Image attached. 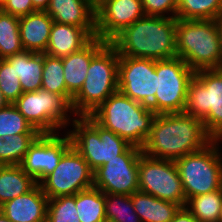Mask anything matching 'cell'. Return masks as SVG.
<instances>
[{
  "label": "cell",
  "mask_w": 222,
  "mask_h": 222,
  "mask_svg": "<svg viewBox=\"0 0 222 222\" xmlns=\"http://www.w3.org/2000/svg\"><path fill=\"white\" fill-rule=\"evenodd\" d=\"M157 90L155 60L119 56L118 91L134 101L149 106Z\"/></svg>",
  "instance_id": "14"
},
{
  "label": "cell",
  "mask_w": 222,
  "mask_h": 222,
  "mask_svg": "<svg viewBox=\"0 0 222 222\" xmlns=\"http://www.w3.org/2000/svg\"><path fill=\"white\" fill-rule=\"evenodd\" d=\"M19 17L0 10V59L23 52Z\"/></svg>",
  "instance_id": "29"
},
{
  "label": "cell",
  "mask_w": 222,
  "mask_h": 222,
  "mask_svg": "<svg viewBox=\"0 0 222 222\" xmlns=\"http://www.w3.org/2000/svg\"><path fill=\"white\" fill-rule=\"evenodd\" d=\"M50 0H32V4L35 10L45 11L48 8Z\"/></svg>",
  "instance_id": "38"
},
{
  "label": "cell",
  "mask_w": 222,
  "mask_h": 222,
  "mask_svg": "<svg viewBox=\"0 0 222 222\" xmlns=\"http://www.w3.org/2000/svg\"><path fill=\"white\" fill-rule=\"evenodd\" d=\"M41 89L63 97L71 105L73 96L66 89L62 58L44 53Z\"/></svg>",
  "instance_id": "28"
},
{
  "label": "cell",
  "mask_w": 222,
  "mask_h": 222,
  "mask_svg": "<svg viewBox=\"0 0 222 222\" xmlns=\"http://www.w3.org/2000/svg\"><path fill=\"white\" fill-rule=\"evenodd\" d=\"M176 51L194 71L222 68V47L216 20L177 19Z\"/></svg>",
  "instance_id": "4"
},
{
  "label": "cell",
  "mask_w": 222,
  "mask_h": 222,
  "mask_svg": "<svg viewBox=\"0 0 222 222\" xmlns=\"http://www.w3.org/2000/svg\"><path fill=\"white\" fill-rule=\"evenodd\" d=\"M131 200L141 222H171L181 208L179 204L161 200L141 191L134 192Z\"/></svg>",
  "instance_id": "23"
},
{
  "label": "cell",
  "mask_w": 222,
  "mask_h": 222,
  "mask_svg": "<svg viewBox=\"0 0 222 222\" xmlns=\"http://www.w3.org/2000/svg\"><path fill=\"white\" fill-rule=\"evenodd\" d=\"M93 37L82 27L54 21L45 54L63 58L86 46Z\"/></svg>",
  "instance_id": "21"
},
{
  "label": "cell",
  "mask_w": 222,
  "mask_h": 222,
  "mask_svg": "<svg viewBox=\"0 0 222 222\" xmlns=\"http://www.w3.org/2000/svg\"><path fill=\"white\" fill-rule=\"evenodd\" d=\"M219 222H222V205H221V212H220Z\"/></svg>",
  "instance_id": "44"
},
{
  "label": "cell",
  "mask_w": 222,
  "mask_h": 222,
  "mask_svg": "<svg viewBox=\"0 0 222 222\" xmlns=\"http://www.w3.org/2000/svg\"><path fill=\"white\" fill-rule=\"evenodd\" d=\"M19 78L23 92L37 91L42 87L44 53L23 51L5 58Z\"/></svg>",
  "instance_id": "22"
},
{
  "label": "cell",
  "mask_w": 222,
  "mask_h": 222,
  "mask_svg": "<svg viewBox=\"0 0 222 222\" xmlns=\"http://www.w3.org/2000/svg\"><path fill=\"white\" fill-rule=\"evenodd\" d=\"M222 16V0H178L177 19L217 20Z\"/></svg>",
  "instance_id": "27"
},
{
  "label": "cell",
  "mask_w": 222,
  "mask_h": 222,
  "mask_svg": "<svg viewBox=\"0 0 222 222\" xmlns=\"http://www.w3.org/2000/svg\"><path fill=\"white\" fill-rule=\"evenodd\" d=\"M7 0H0V10L3 8V6L6 4Z\"/></svg>",
  "instance_id": "42"
},
{
  "label": "cell",
  "mask_w": 222,
  "mask_h": 222,
  "mask_svg": "<svg viewBox=\"0 0 222 222\" xmlns=\"http://www.w3.org/2000/svg\"><path fill=\"white\" fill-rule=\"evenodd\" d=\"M41 133L30 145L20 167L39 184L58 166L62 156L72 147L69 133Z\"/></svg>",
  "instance_id": "15"
},
{
  "label": "cell",
  "mask_w": 222,
  "mask_h": 222,
  "mask_svg": "<svg viewBox=\"0 0 222 222\" xmlns=\"http://www.w3.org/2000/svg\"><path fill=\"white\" fill-rule=\"evenodd\" d=\"M155 70L157 90L149 108L156 115L184 112L188 86L195 71L178 56L155 61Z\"/></svg>",
  "instance_id": "9"
},
{
  "label": "cell",
  "mask_w": 222,
  "mask_h": 222,
  "mask_svg": "<svg viewBox=\"0 0 222 222\" xmlns=\"http://www.w3.org/2000/svg\"><path fill=\"white\" fill-rule=\"evenodd\" d=\"M138 175L139 191L185 207L186 196L175 161L155 159L142 154L139 158Z\"/></svg>",
  "instance_id": "11"
},
{
  "label": "cell",
  "mask_w": 222,
  "mask_h": 222,
  "mask_svg": "<svg viewBox=\"0 0 222 222\" xmlns=\"http://www.w3.org/2000/svg\"><path fill=\"white\" fill-rule=\"evenodd\" d=\"M213 140L200 118L184 112L157 114L142 153L155 159L176 161Z\"/></svg>",
  "instance_id": "1"
},
{
  "label": "cell",
  "mask_w": 222,
  "mask_h": 222,
  "mask_svg": "<svg viewBox=\"0 0 222 222\" xmlns=\"http://www.w3.org/2000/svg\"><path fill=\"white\" fill-rule=\"evenodd\" d=\"M142 148L130 145L118 158L100 166L93 175V187L104 194L132 195L139 191V158Z\"/></svg>",
  "instance_id": "13"
},
{
  "label": "cell",
  "mask_w": 222,
  "mask_h": 222,
  "mask_svg": "<svg viewBox=\"0 0 222 222\" xmlns=\"http://www.w3.org/2000/svg\"><path fill=\"white\" fill-rule=\"evenodd\" d=\"M107 43L94 37L79 51L62 58L67 91L74 97L82 88L92 57Z\"/></svg>",
  "instance_id": "19"
},
{
  "label": "cell",
  "mask_w": 222,
  "mask_h": 222,
  "mask_svg": "<svg viewBox=\"0 0 222 222\" xmlns=\"http://www.w3.org/2000/svg\"><path fill=\"white\" fill-rule=\"evenodd\" d=\"M45 11L53 21L82 27L96 37L95 5L90 0H50Z\"/></svg>",
  "instance_id": "18"
},
{
  "label": "cell",
  "mask_w": 222,
  "mask_h": 222,
  "mask_svg": "<svg viewBox=\"0 0 222 222\" xmlns=\"http://www.w3.org/2000/svg\"><path fill=\"white\" fill-rule=\"evenodd\" d=\"M36 184L20 165H0V206L30 191Z\"/></svg>",
  "instance_id": "24"
},
{
  "label": "cell",
  "mask_w": 222,
  "mask_h": 222,
  "mask_svg": "<svg viewBox=\"0 0 222 222\" xmlns=\"http://www.w3.org/2000/svg\"><path fill=\"white\" fill-rule=\"evenodd\" d=\"M221 140H213L199 151L175 161L186 202L189 198L222 189Z\"/></svg>",
  "instance_id": "8"
},
{
  "label": "cell",
  "mask_w": 222,
  "mask_h": 222,
  "mask_svg": "<svg viewBox=\"0 0 222 222\" xmlns=\"http://www.w3.org/2000/svg\"><path fill=\"white\" fill-rule=\"evenodd\" d=\"M105 215L106 219L116 222H141L131 195L105 194Z\"/></svg>",
  "instance_id": "31"
},
{
  "label": "cell",
  "mask_w": 222,
  "mask_h": 222,
  "mask_svg": "<svg viewBox=\"0 0 222 222\" xmlns=\"http://www.w3.org/2000/svg\"><path fill=\"white\" fill-rule=\"evenodd\" d=\"M141 1L146 16L176 18L178 0H141Z\"/></svg>",
  "instance_id": "35"
},
{
  "label": "cell",
  "mask_w": 222,
  "mask_h": 222,
  "mask_svg": "<svg viewBox=\"0 0 222 222\" xmlns=\"http://www.w3.org/2000/svg\"><path fill=\"white\" fill-rule=\"evenodd\" d=\"M0 222H11V221L0 211Z\"/></svg>",
  "instance_id": "41"
},
{
  "label": "cell",
  "mask_w": 222,
  "mask_h": 222,
  "mask_svg": "<svg viewBox=\"0 0 222 222\" xmlns=\"http://www.w3.org/2000/svg\"><path fill=\"white\" fill-rule=\"evenodd\" d=\"M1 10L17 17H22L36 11L32 0H7Z\"/></svg>",
  "instance_id": "36"
},
{
  "label": "cell",
  "mask_w": 222,
  "mask_h": 222,
  "mask_svg": "<svg viewBox=\"0 0 222 222\" xmlns=\"http://www.w3.org/2000/svg\"><path fill=\"white\" fill-rule=\"evenodd\" d=\"M46 222H80L77 216L75 195L50 198Z\"/></svg>",
  "instance_id": "33"
},
{
  "label": "cell",
  "mask_w": 222,
  "mask_h": 222,
  "mask_svg": "<svg viewBox=\"0 0 222 222\" xmlns=\"http://www.w3.org/2000/svg\"><path fill=\"white\" fill-rule=\"evenodd\" d=\"M49 199L36 184L30 191L5 202L0 211L11 222H46Z\"/></svg>",
  "instance_id": "17"
},
{
  "label": "cell",
  "mask_w": 222,
  "mask_h": 222,
  "mask_svg": "<svg viewBox=\"0 0 222 222\" xmlns=\"http://www.w3.org/2000/svg\"><path fill=\"white\" fill-rule=\"evenodd\" d=\"M13 104L40 133H58L73 120L69 115L71 105L63 97L43 89L23 92Z\"/></svg>",
  "instance_id": "10"
},
{
  "label": "cell",
  "mask_w": 222,
  "mask_h": 222,
  "mask_svg": "<svg viewBox=\"0 0 222 222\" xmlns=\"http://www.w3.org/2000/svg\"><path fill=\"white\" fill-rule=\"evenodd\" d=\"M177 18L144 16L124 28L110 43L119 56L155 61L177 56Z\"/></svg>",
  "instance_id": "2"
},
{
  "label": "cell",
  "mask_w": 222,
  "mask_h": 222,
  "mask_svg": "<svg viewBox=\"0 0 222 222\" xmlns=\"http://www.w3.org/2000/svg\"><path fill=\"white\" fill-rule=\"evenodd\" d=\"M54 21L46 11H34L19 17V31L24 51L45 53Z\"/></svg>",
  "instance_id": "20"
},
{
  "label": "cell",
  "mask_w": 222,
  "mask_h": 222,
  "mask_svg": "<svg viewBox=\"0 0 222 222\" xmlns=\"http://www.w3.org/2000/svg\"><path fill=\"white\" fill-rule=\"evenodd\" d=\"M95 6H97L102 0H90Z\"/></svg>",
  "instance_id": "43"
},
{
  "label": "cell",
  "mask_w": 222,
  "mask_h": 222,
  "mask_svg": "<svg viewBox=\"0 0 222 222\" xmlns=\"http://www.w3.org/2000/svg\"><path fill=\"white\" fill-rule=\"evenodd\" d=\"M9 104L10 103L7 101V99L5 98V96L3 95V93L0 90V109L5 108Z\"/></svg>",
  "instance_id": "39"
},
{
  "label": "cell",
  "mask_w": 222,
  "mask_h": 222,
  "mask_svg": "<svg viewBox=\"0 0 222 222\" xmlns=\"http://www.w3.org/2000/svg\"><path fill=\"white\" fill-rule=\"evenodd\" d=\"M40 134L0 137V165H20L30 145Z\"/></svg>",
  "instance_id": "30"
},
{
  "label": "cell",
  "mask_w": 222,
  "mask_h": 222,
  "mask_svg": "<svg viewBox=\"0 0 222 222\" xmlns=\"http://www.w3.org/2000/svg\"><path fill=\"white\" fill-rule=\"evenodd\" d=\"M17 134H41L18 111L14 104L0 109V137Z\"/></svg>",
  "instance_id": "32"
},
{
  "label": "cell",
  "mask_w": 222,
  "mask_h": 222,
  "mask_svg": "<svg viewBox=\"0 0 222 222\" xmlns=\"http://www.w3.org/2000/svg\"><path fill=\"white\" fill-rule=\"evenodd\" d=\"M217 27H218V30H219V36H220V44H221V47H222V16L219 17L217 20Z\"/></svg>",
  "instance_id": "40"
},
{
  "label": "cell",
  "mask_w": 222,
  "mask_h": 222,
  "mask_svg": "<svg viewBox=\"0 0 222 222\" xmlns=\"http://www.w3.org/2000/svg\"><path fill=\"white\" fill-rule=\"evenodd\" d=\"M103 222H116V221L105 219Z\"/></svg>",
  "instance_id": "45"
},
{
  "label": "cell",
  "mask_w": 222,
  "mask_h": 222,
  "mask_svg": "<svg viewBox=\"0 0 222 222\" xmlns=\"http://www.w3.org/2000/svg\"><path fill=\"white\" fill-rule=\"evenodd\" d=\"M171 222H198L186 207H181Z\"/></svg>",
  "instance_id": "37"
},
{
  "label": "cell",
  "mask_w": 222,
  "mask_h": 222,
  "mask_svg": "<svg viewBox=\"0 0 222 222\" xmlns=\"http://www.w3.org/2000/svg\"><path fill=\"white\" fill-rule=\"evenodd\" d=\"M94 172L84 158L71 147L61 158L54 171L46 176L40 187L48 199L75 195L93 187Z\"/></svg>",
  "instance_id": "12"
},
{
  "label": "cell",
  "mask_w": 222,
  "mask_h": 222,
  "mask_svg": "<svg viewBox=\"0 0 222 222\" xmlns=\"http://www.w3.org/2000/svg\"><path fill=\"white\" fill-rule=\"evenodd\" d=\"M95 13L96 37L107 42L146 16L141 0H102L95 6Z\"/></svg>",
  "instance_id": "16"
},
{
  "label": "cell",
  "mask_w": 222,
  "mask_h": 222,
  "mask_svg": "<svg viewBox=\"0 0 222 222\" xmlns=\"http://www.w3.org/2000/svg\"><path fill=\"white\" fill-rule=\"evenodd\" d=\"M0 90L10 104L23 93L18 76L6 59H0Z\"/></svg>",
  "instance_id": "34"
},
{
  "label": "cell",
  "mask_w": 222,
  "mask_h": 222,
  "mask_svg": "<svg viewBox=\"0 0 222 222\" xmlns=\"http://www.w3.org/2000/svg\"><path fill=\"white\" fill-rule=\"evenodd\" d=\"M184 113L202 119L207 133L222 140V68L195 71Z\"/></svg>",
  "instance_id": "6"
},
{
  "label": "cell",
  "mask_w": 222,
  "mask_h": 222,
  "mask_svg": "<svg viewBox=\"0 0 222 222\" xmlns=\"http://www.w3.org/2000/svg\"><path fill=\"white\" fill-rule=\"evenodd\" d=\"M119 54L107 42L93 57L80 91L71 102V116H90L109 96L118 91Z\"/></svg>",
  "instance_id": "5"
},
{
  "label": "cell",
  "mask_w": 222,
  "mask_h": 222,
  "mask_svg": "<svg viewBox=\"0 0 222 222\" xmlns=\"http://www.w3.org/2000/svg\"><path fill=\"white\" fill-rule=\"evenodd\" d=\"M75 205L80 222H103L105 215V194L95 187L75 194Z\"/></svg>",
  "instance_id": "25"
},
{
  "label": "cell",
  "mask_w": 222,
  "mask_h": 222,
  "mask_svg": "<svg viewBox=\"0 0 222 222\" xmlns=\"http://www.w3.org/2000/svg\"><path fill=\"white\" fill-rule=\"evenodd\" d=\"M90 116L99 125L125 139L130 145L142 148L150 135L156 114L149 106L138 103L117 91Z\"/></svg>",
  "instance_id": "3"
},
{
  "label": "cell",
  "mask_w": 222,
  "mask_h": 222,
  "mask_svg": "<svg viewBox=\"0 0 222 222\" xmlns=\"http://www.w3.org/2000/svg\"><path fill=\"white\" fill-rule=\"evenodd\" d=\"M222 189L200 194L187 200L185 207L198 222H219Z\"/></svg>",
  "instance_id": "26"
},
{
  "label": "cell",
  "mask_w": 222,
  "mask_h": 222,
  "mask_svg": "<svg viewBox=\"0 0 222 222\" xmlns=\"http://www.w3.org/2000/svg\"><path fill=\"white\" fill-rule=\"evenodd\" d=\"M71 126L72 131L69 129L67 132L72 147L93 172L118 158L130 146L125 139L99 125L91 116H77L72 120Z\"/></svg>",
  "instance_id": "7"
}]
</instances>
